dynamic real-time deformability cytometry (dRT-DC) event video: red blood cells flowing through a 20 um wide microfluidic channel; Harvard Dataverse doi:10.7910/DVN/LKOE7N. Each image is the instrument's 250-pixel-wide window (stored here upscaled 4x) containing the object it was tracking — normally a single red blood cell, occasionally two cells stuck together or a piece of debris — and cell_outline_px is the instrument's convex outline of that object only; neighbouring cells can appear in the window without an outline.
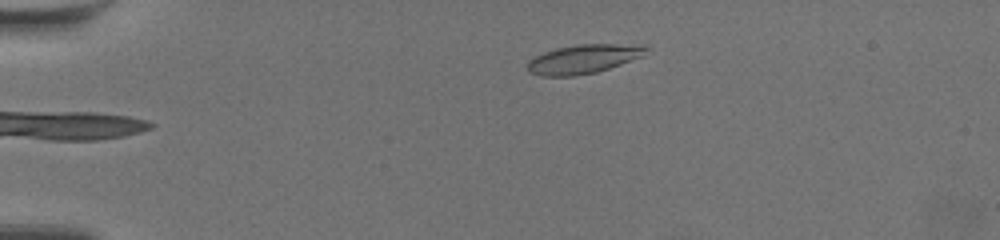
{"species": "common noctule bat (a hibernating species)", "species_latin": "Nyctalus noctula", "temperature_condition": "warm", "stored_images_in_passage": 39, "camera_frame_rate_fps": 3000, "um_per_image_px": 0.085, "animal": {"sex": "female", "body_mass_g": 19.5, "forearm_length_mm": 54.1}, "frame": {"image": 1, "passage_image": 1, "time_ms": 0.0, "image_size_px": [1000, 240], "cell_outline_px": [[648, 48], [644, 56], [596, 72], [576, 76], [540, 76], [528, 72], [528, 60], [544, 52], [556, 48], [576, 44], [648, 44]], "centroid_in_image_um": [49.62, 5.0], "position_along_channel_um": 35.4, "area_um2": 20.23}}
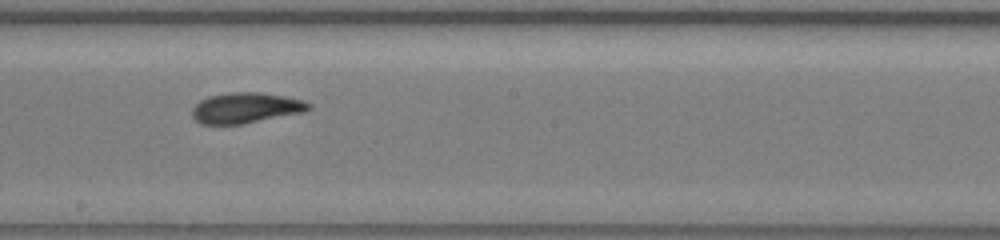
{"frame": {"image": 2, "passage_image": 23, "time_ms": 7.333, "image_size_px": [1000, 240], "cell_outline_px": [[312, 108], [304, 112], [244, 124], [200, 124], [192, 116], [192, 108], [200, 100], [208, 96], [228, 92], [260, 92], [284, 96], [304, 100], [312, 104]], "centroid_in_image_um": [20.91, 9.17], "position_along_channel_um": 227.3, "area_um2": 20.98}}
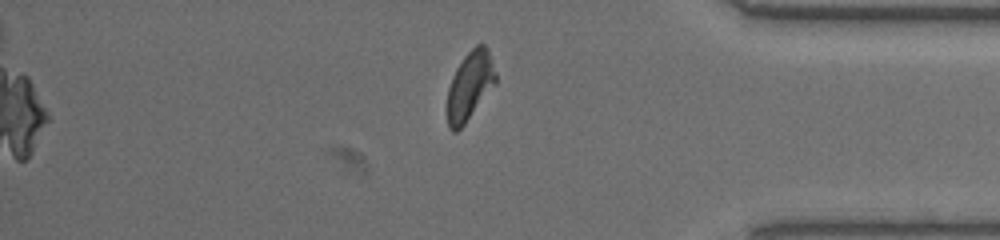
{"frame": {"image": 3, "passage_image": 39, "time_ms": 12.667, "image_size_px": [1000, 240], "cell_outline_px": [[496, 84], [464, 124], [456, 132], [452, 132], [448, 128], [448, 88], [452, 76], [456, 68], [464, 56], [476, 44], [484, 44], [488, 52], [496, 72]], "centroid_in_image_um": [39.93, 7.29], "position_along_channel_um": 395.3, "area_um2": 19.13}, "authors_computed_cell_mechanics": {"area_um2": 20.4034, "velocity_mm_per_s": 3.491, "shape_relaxation_time_tau1_ms": 6.519, "shape_relaxation_time_tau2_ms": 1.9262, "deformation_change_tau1": 0.2072, "deformation_change_tau2": 0.0681}}